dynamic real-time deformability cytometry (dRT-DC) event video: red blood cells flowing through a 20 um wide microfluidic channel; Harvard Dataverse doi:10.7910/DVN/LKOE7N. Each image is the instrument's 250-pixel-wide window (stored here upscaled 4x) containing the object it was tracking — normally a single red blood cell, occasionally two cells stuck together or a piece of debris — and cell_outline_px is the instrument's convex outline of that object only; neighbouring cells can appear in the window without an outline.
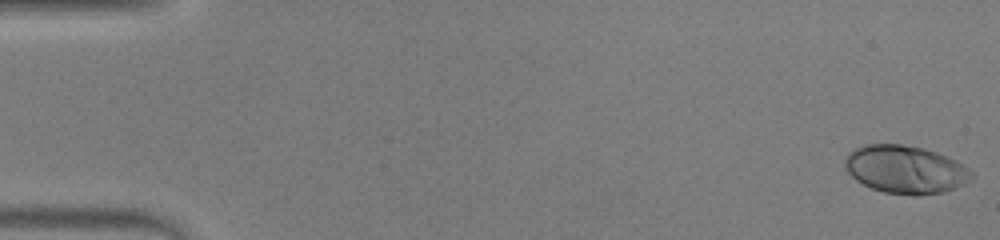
{"species": "human", "species_latin": "Homo sapiens", "temperature_condition": "warm", "stored_images_in_passage": 48, "camera_frame_rate_fps": 3000, "um_per_image_px": 0.085, "donor": {"sex": "male"}, "frame": {"image": 1, "passage_image": 1, "time_ms": 0.0, "image_size_px": [1000, 240], "cell_outline_px": [[976, 176], [972, 180], [956, 188], [940, 192], [920, 196], [916, 196], [884, 192], [872, 188], [856, 180], [848, 172], [844, 164], [844, 160], [848, 152], [852, 148], [864, 144], [900, 144], [924, 148], [936, 152], [956, 160], [968, 168]], "centroid_in_image_um": [76.97, 14.4], "position_along_channel_um": 8.0, "area_um2": 35.72}}
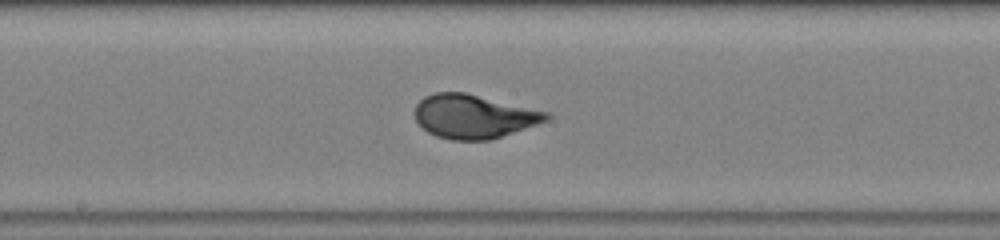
{"frame": {"image": 2, "passage_image": 26, "time_ms": 8.333, "image_size_px": [1000, 240], "cell_outline_px": [[552, 116], [548, 120], [488, 140], [452, 140], [436, 136], [428, 132], [416, 120], [416, 104], [424, 96], [436, 92], [464, 92], [548, 112]], "centroid_in_image_um": [40.24, 9.89], "position_along_channel_um": 208.0, "area_um2": 33.06}}
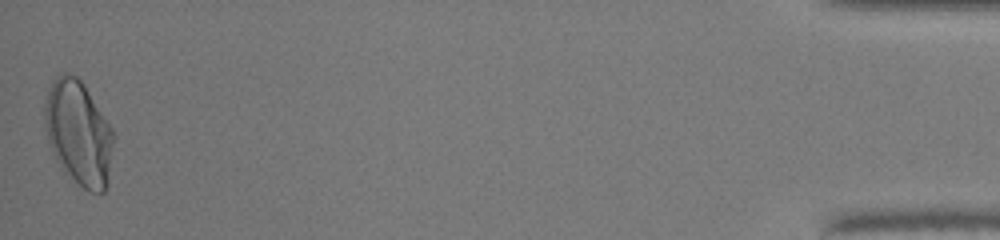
{"frame": {"image": 3, "passage_image": 48, "time_ms": 15.667, "image_size_px": [1000, 240], "cell_outline_px": [[116, 136], [108, 184], [104, 192], [88, 192], [56, 160], [52, 152], [44, 128], [44, 104], [52, 80], [56, 76], [64, 72], [68, 72], [76, 76], [84, 84], [116, 132]], "centroid_in_image_um": [6.72, 11.27], "position_along_channel_um": 428.5, "area_um2": 42.37}, "authors_computed_cell_mechanics": {"area_um2": 33.4373, "velocity_mm_per_s": 4.2873, "shape_relaxation_time_tau1_ms": 3.3916, "shape_relaxation_time_tau2_ms": null, "deformation_change_tau1": 0.2119, "deformation_change_tau2": null}}